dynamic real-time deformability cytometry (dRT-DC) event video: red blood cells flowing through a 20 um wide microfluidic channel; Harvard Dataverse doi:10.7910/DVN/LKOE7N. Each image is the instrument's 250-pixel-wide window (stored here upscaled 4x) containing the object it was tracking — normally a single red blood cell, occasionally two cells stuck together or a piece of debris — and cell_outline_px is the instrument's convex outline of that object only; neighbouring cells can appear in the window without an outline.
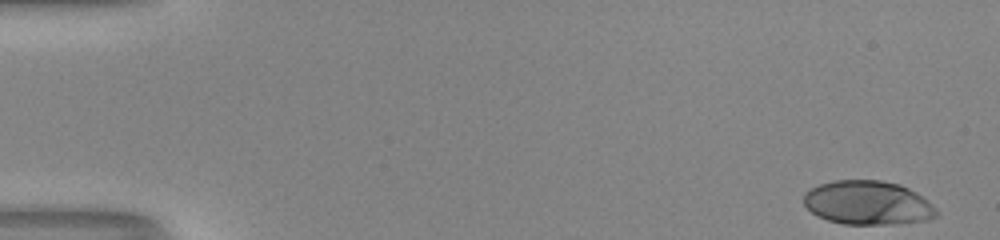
{"species": "human", "species_latin": "Homo sapiens", "temperature_condition": "room temperature", "stored_images_in_passage": 51, "camera_frame_rate_fps": 3000, "um_per_image_px": 0.085, "donor": {"sex": "male"}, "frame": {"image": 1, "passage_image": 1, "time_ms": 0.0, "image_size_px": [1000, 240], "cell_outline_px": [[936, 216], [928, 220], [892, 224], [844, 224], [828, 220], [816, 216], [804, 204], [804, 192], [820, 184], [836, 180], [880, 180], [900, 184], [916, 192], [932, 204], [936, 208]], "centroid_in_image_um": [73.75, 17.24], "position_along_channel_um": 11.2, "area_um2": 33.93}}
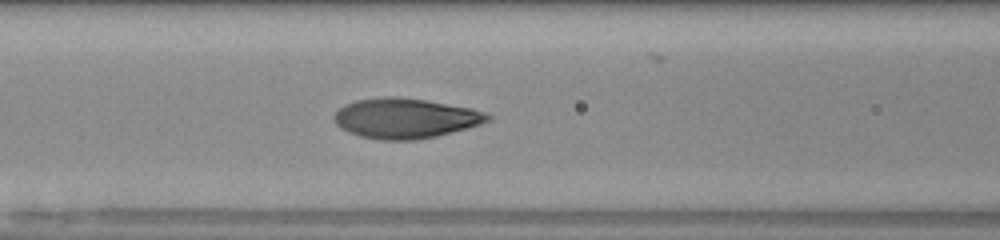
{"frame": {"image": 2, "passage_image": 22, "time_ms": 7.0, "image_size_px": [1000, 240], "cell_outline_px": [[492, 120], [468, 128], [436, 136], [416, 140], [380, 140], [360, 136], [348, 132], [340, 128], [336, 124], [332, 116], [344, 104], [356, 100], [384, 96], [392, 96], [424, 100], [472, 108], [484, 112], [492, 116]], "centroid_in_image_um": [34.44, 10.05], "position_along_channel_um": 132.2, "area_um2": 35.95}}
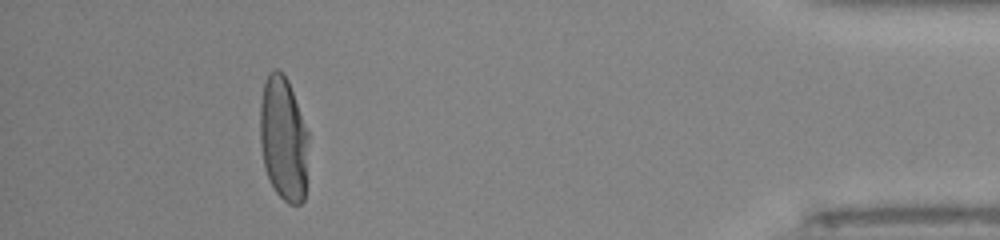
{"frame": {"image": 3, "passage_image": 47, "time_ms": 15.333, "image_size_px": [1000, 240], "cell_outline_px": [[308, 140], [304, 200], [300, 204], [288, 204], [276, 192], [268, 176], [264, 164], [260, 144], [260, 100], [264, 80], [268, 72], [272, 68], [276, 68], [284, 72], [288, 80], [308, 132]], "centroid_in_image_um": [24.07, 11.73], "position_along_channel_um": 411.1, "area_um2": 35.26}, "authors_computed_cell_mechanics": {"area_um2": 34.7378, "velocity_mm_per_s": 4.0212, "shape_relaxation_time_tau1_ms": 3.8585, "shape_relaxation_time_tau2_ms": null, "deformation_change_tau1": 0.2228, "deformation_change_tau2": null}}